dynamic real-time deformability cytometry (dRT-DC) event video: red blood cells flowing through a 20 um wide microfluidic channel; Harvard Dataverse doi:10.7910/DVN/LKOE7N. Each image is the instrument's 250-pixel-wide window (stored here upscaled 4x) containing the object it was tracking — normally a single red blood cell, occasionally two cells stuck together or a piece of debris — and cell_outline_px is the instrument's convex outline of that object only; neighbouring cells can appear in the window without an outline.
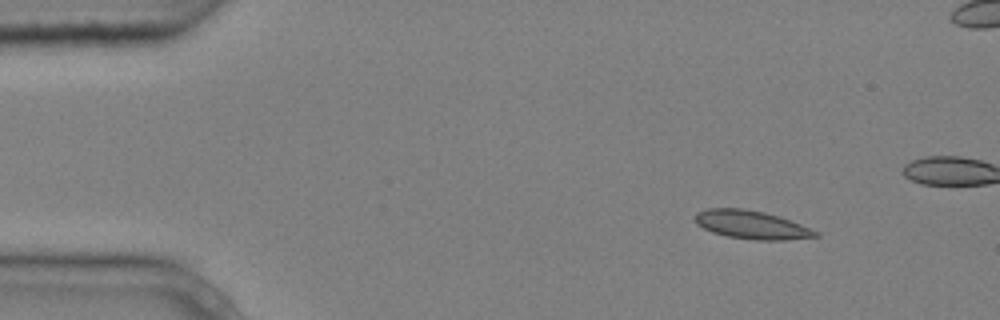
{"species": "common noctule bat (a hibernating species)", "species_latin": "Nyctalus noctula", "temperature_condition": "cold", "stored_images_in_passage": 6, "camera_frame_rate_fps": 3000, "um_per_image_px": 0.085, "animal": {"sex": "male", "body_mass_g": 20.4}, "frame": {"image": 1, "passage_image": 1, "time_ms": 0.0, "image_size_px": [1000, 320], "cell_outline_px": [[820, 236], [784, 240], [752, 240], [728, 236], [712, 232], [696, 224], [696, 212], [708, 208], [744, 208], [764, 212], [800, 224], [820, 232]], "centroid_in_image_um": [63.88, 19.11], "position_along_channel_um": 21.1, "area_um2": 19.77}}
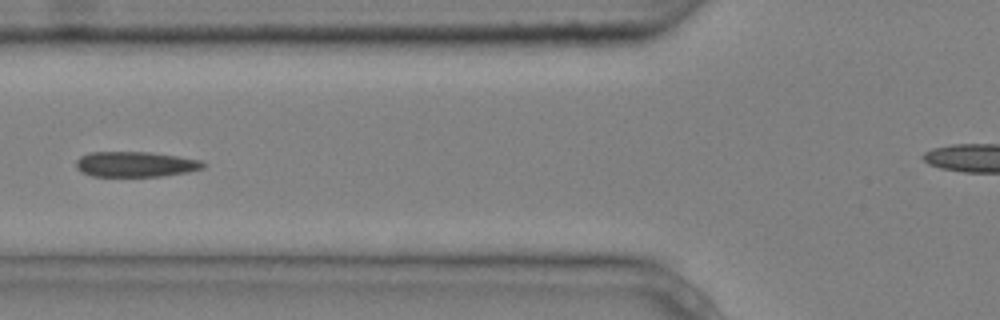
{"frame": {"image": 2, "passage_image": 5, "time_ms": 1.333, "image_size_px": [1000, 320], "cell_outline_px": [[208, 164], [204, 168], [188, 172], [160, 176], [92, 176], [80, 172], [76, 168], [76, 160], [80, 156], [88, 152], [152, 152], [200, 160]], "centroid_in_image_um": [11.5, 13.96], "position_along_channel_um": 114.3, "area_um2": 18.9}}